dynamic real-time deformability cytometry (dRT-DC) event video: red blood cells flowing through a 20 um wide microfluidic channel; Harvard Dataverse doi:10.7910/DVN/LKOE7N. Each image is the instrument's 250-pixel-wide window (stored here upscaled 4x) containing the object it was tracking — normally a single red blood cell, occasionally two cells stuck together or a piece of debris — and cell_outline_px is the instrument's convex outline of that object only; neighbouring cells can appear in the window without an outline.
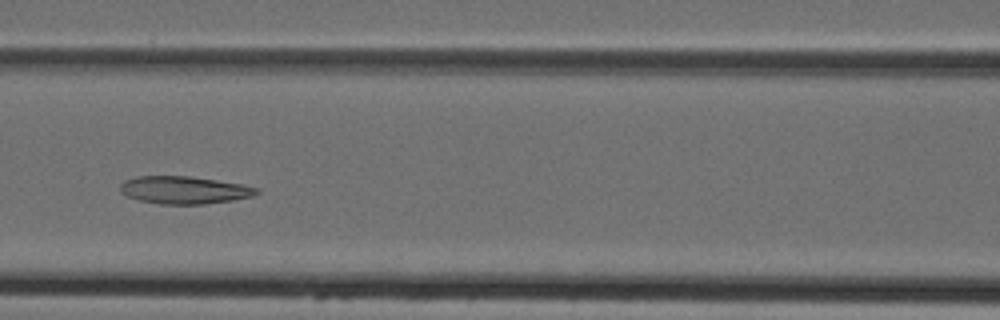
{"species": "Egyptian fruit bat (a non-hibernating species)", "species_latin": "Rousettus aegyptiacus", "temperature_condition": "cold", "stored_images_in_passage": 5, "camera_frame_rate_fps": 3000, "um_per_image_px": 0.085, "animal": {"sex": "female"}, "frame": {"image": 1, "passage_image": 5, "time_ms": 4.667, "image_size_px": [1000, 320], "cell_outline_px": [[260, 192], [252, 196], [232, 200], [204, 204], [160, 204], [140, 200], [128, 196], [120, 192], [120, 184], [124, 180], [136, 176], [192, 176], [244, 184], [260, 188]], "centroid_in_image_um": [15.68, 16.14], "position_along_channel_um": 150.9, "area_um2": 22.08}}